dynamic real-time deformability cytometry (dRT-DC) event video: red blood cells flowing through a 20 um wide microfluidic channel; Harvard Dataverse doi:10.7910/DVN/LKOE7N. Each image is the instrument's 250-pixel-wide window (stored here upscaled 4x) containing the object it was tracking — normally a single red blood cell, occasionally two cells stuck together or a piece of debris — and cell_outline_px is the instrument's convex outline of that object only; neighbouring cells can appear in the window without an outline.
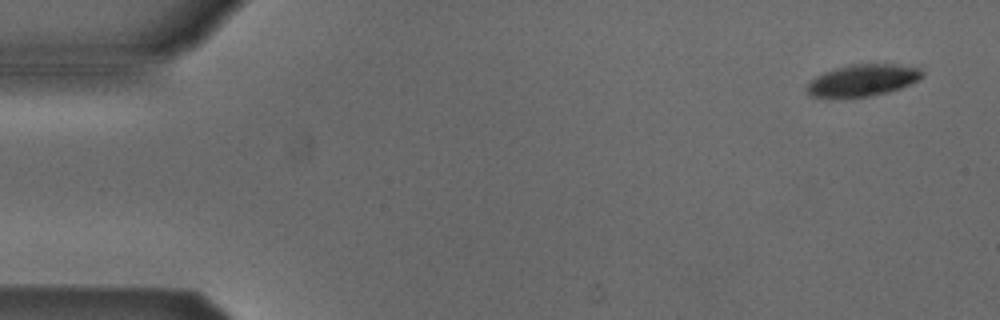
{"species": "Egyptian fruit bat (a non-hibernating species)", "species_latin": "Rousettus aegyptiacus", "temperature_condition": "cold", "stored_images_in_passage": 7, "camera_frame_rate_fps": 3000, "um_per_image_px": 0.085, "animal": {"sex": "male"}, "frame": {"image": 1, "passage_image": 1, "time_ms": 0.0, "image_size_px": [1000, 320], "cell_outline_px": [[924, 76], [900, 88], [888, 92], [868, 96], [812, 96], [808, 92], [808, 84], [816, 76], [824, 72], [836, 68], [852, 64], [892, 64], [920, 68], [924, 72]], "centroid_in_image_um": [73.37, 6.8], "position_along_channel_um": 11.6, "area_um2": 20.69}}
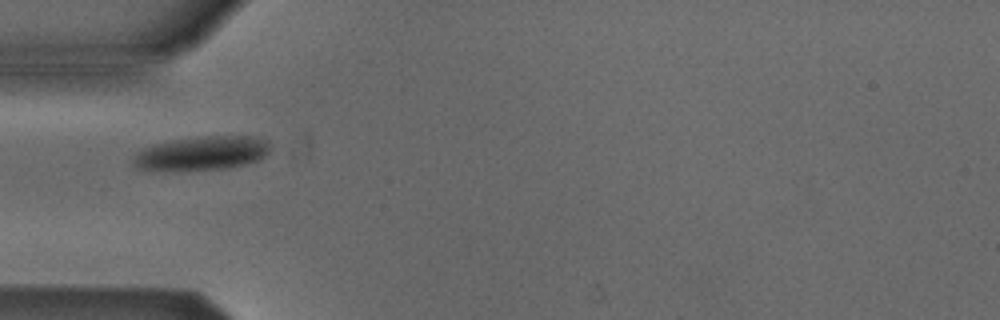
{"frame": {"image": 2, "passage_image": 5, "time_ms": 4.667, "image_size_px": [1000, 320], "cell_outline_px": [[272, 148], [260, 160], [228, 168], [176, 172], [136, 168], [132, 164], [132, 156], [136, 152], [152, 144], [172, 140], [204, 136], [260, 136], [268, 140], [272, 144]], "centroid_in_image_um": [17.15, 13.04], "position_along_channel_um": 67.8, "area_um2": 27.98}}
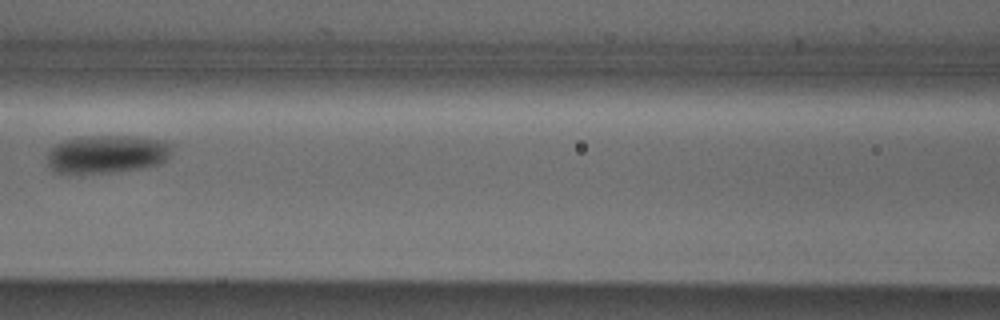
{"frame": {"image": 3, "passage_image": 7, "time_ms": 7.0, "image_size_px": [1000, 320], "cell_outline_px": [[172, 152], [168, 160], [160, 164], [140, 168], [104, 172], [56, 172], [48, 164], [48, 148], [64, 140], [80, 136], [132, 136], [164, 140], [172, 144]], "centroid_in_image_um": [9.13, 13.07], "position_along_channel_um": 157.5, "area_um2": 27.63}}